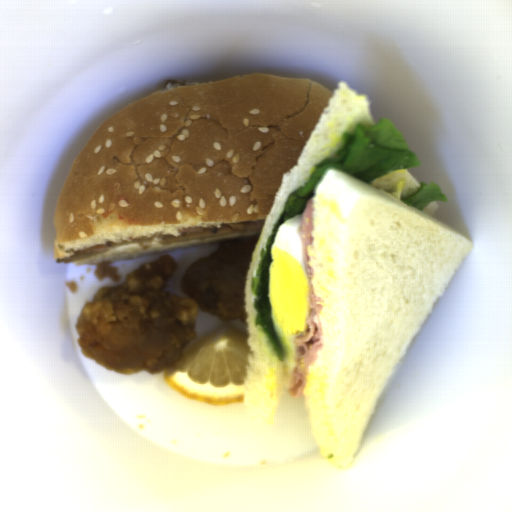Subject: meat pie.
Returning a JSON list of instances; mask_svg holds the SVG:
<instances>
[{"label": "meat pie", "mask_w": 512, "mask_h": 512, "mask_svg": "<svg viewBox=\"0 0 512 512\" xmlns=\"http://www.w3.org/2000/svg\"><path fill=\"white\" fill-rule=\"evenodd\" d=\"M265 222H248V223H229L223 224L220 228L214 227L212 225H208L207 227L202 226H193V227H183L182 229H178L179 236H174L167 233L155 232L149 237L139 236V237H130L128 239H123L121 241H105V243H98L86 247L85 249H79L73 253V255H68L65 258H57L56 263H70L78 260H82L88 258L90 256L114 249L119 246L128 245V244H138L141 249H149L153 243L154 238H160L162 244H172L186 240L199 239L205 237H214V236H222V235H231L235 231H262Z\"/></svg>", "instance_id": "obj_1"}]
</instances>
